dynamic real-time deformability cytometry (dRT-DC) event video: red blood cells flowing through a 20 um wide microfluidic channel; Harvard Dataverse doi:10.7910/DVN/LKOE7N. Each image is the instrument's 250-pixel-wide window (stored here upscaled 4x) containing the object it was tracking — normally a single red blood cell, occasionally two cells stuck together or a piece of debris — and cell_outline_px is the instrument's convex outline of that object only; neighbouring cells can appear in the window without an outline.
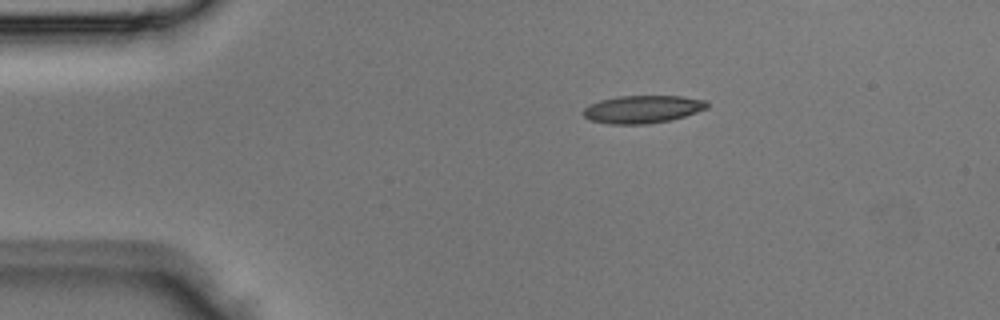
{"species": "Egyptian fruit bat (a non-hibernating species)", "species_latin": "Rousettus aegyptiacus", "temperature_condition": "room temperature", "stored_images_in_passage": 3, "segment_of_instrument_passage": [1, 2], "camera_frame_rate_fps": 3000, "um_per_image_px": 0.085, "animal": {"sex": "male"}, "frame": {"image": 1, "passage_image": 1, "time_ms": 0.0, "image_size_px": [1000, 320], "cell_outline_px": [[708, 108], [672, 120], [648, 124], [608, 124], [588, 120], [580, 112], [588, 104], [600, 100], [616, 96], [680, 96], [708, 100]], "centroid_in_image_um": [54.58, 9.29], "position_along_channel_um": 30.4, "area_um2": 20.35}}